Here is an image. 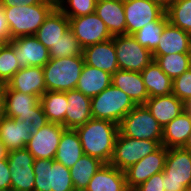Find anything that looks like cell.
<instances>
[{
	"mask_svg": "<svg viewBox=\"0 0 191 191\" xmlns=\"http://www.w3.org/2000/svg\"><path fill=\"white\" fill-rule=\"evenodd\" d=\"M78 133L84 154L110 163L119 126L109 120L90 119L75 129Z\"/></svg>",
	"mask_w": 191,
	"mask_h": 191,
	"instance_id": "1",
	"label": "cell"
},
{
	"mask_svg": "<svg viewBox=\"0 0 191 191\" xmlns=\"http://www.w3.org/2000/svg\"><path fill=\"white\" fill-rule=\"evenodd\" d=\"M56 7V0H44L34 5L2 7L9 24L10 40L35 35Z\"/></svg>",
	"mask_w": 191,
	"mask_h": 191,
	"instance_id": "2",
	"label": "cell"
},
{
	"mask_svg": "<svg viewBox=\"0 0 191 191\" xmlns=\"http://www.w3.org/2000/svg\"><path fill=\"white\" fill-rule=\"evenodd\" d=\"M84 64L83 55L50 59L42 67L46 91L66 92L75 89Z\"/></svg>",
	"mask_w": 191,
	"mask_h": 191,
	"instance_id": "3",
	"label": "cell"
},
{
	"mask_svg": "<svg viewBox=\"0 0 191 191\" xmlns=\"http://www.w3.org/2000/svg\"><path fill=\"white\" fill-rule=\"evenodd\" d=\"M135 106L132 99L113 84L91 98L92 118L109 120L117 125Z\"/></svg>",
	"mask_w": 191,
	"mask_h": 191,
	"instance_id": "4",
	"label": "cell"
},
{
	"mask_svg": "<svg viewBox=\"0 0 191 191\" xmlns=\"http://www.w3.org/2000/svg\"><path fill=\"white\" fill-rule=\"evenodd\" d=\"M4 93L6 117L32 123L37 130L49 123L39 97L12 90L7 85H4Z\"/></svg>",
	"mask_w": 191,
	"mask_h": 191,
	"instance_id": "5",
	"label": "cell"
},
{
	"mask_svg": "<svg viewBox=\"0 0 191 191\" xmlns=\"http://www.w3.org/2000/svg\"><path fill=\"white\" fill-rule=\"evenodd\" d=\"M119 133L135 139L162 141L163 128L145 105H136L119 123Z\"/></svg>",
	"mask_w": 191,
	"mask_h": 191,
	"instance_id": "6",
	"label": "cell"
},
{
	"mask_svg": "<svg viewBox=\"0 0 191 191\" xmlns=\"http://www.w3.org/2000/svg\"><path fill=\"white\" fill-rule=\"evenodd\" d=\"M34 191H75L70 168L56 160L35 159Z\"/></svg>",
	"mask_w": 191,
	"mask_h": 191,
	"instance_id": "7",
	"label": "cell"
},
{
	"mask_svg": "<svg viewBox=\"0 0 191 191\" xmlns=\"http://www.w3.org/2000/svg\"><path fill=\"white\" fill-rule=\"evenodd\" d=\"M164 191H187L191 188V153L167 148L163 171Z\"/></svg>",
	"mask_w": 191,
	"mask_h": 191,
	"instance_id": "8",
	"label": "cell"
},
{
	"mask_svg": "<svg viewBox=\"0 0 191 191\" xmlns=\"http://www.w3.org/2000/svg\"><path fill=\"white\" fill-rule=\"evenodd\" d=\"M162 145V141L139 140L118 133L110 164L125 171L139 160L153 153Z\"/></svg>",
	"mask_w": 191,
	"mask_h": 191,
	"instance_id": "9",
	"label": "cell"
},
{
	"mask_svg": "<svg viewBox=\"0 0 191 191\" xmlns=\"http://www.w3.org/2000/svg\"><path fill=\"white\" fill-rule=\"evenodd\" d=\"M119 69L133 72L143 71L152 61V52L141 46L133 35L113 36Z\"/></svg>",
	"mask_w": 191,
	"mask_h": 191,
	"instance_id": "10",
	"label": "cell"
},
{
	"mask_svg": "<svg viewBox=\"0 0 191 191\" xmlns=\"http://www.w3.org/2000/svg\"><path fill=\"white\" fill-rule=\"evenodd\" d=\"M7 159L11 173V188L15 191H34L33 155L26 148H22L9 151Z\"/></svg>",
	"mask_w": 191,
	"mask_h": 191,
	"instance_id": "11",
	"label": "cell"
},
{
	"mask_svg": "<svg viewBox=\"0 0 191 191\" xmlns=\"http://www.w3.org/2000/svg\"><path fill=\"white\" fill-rule=\"evenodd\" d=\"M69 29L82 48L112 39L105 23L96 13L69 18Z\"/></svg>",
	"mask_w": 191,
	"mask_h": 191,
	"instance_id": "12",
	"label": "cell"
},
{
	"mask_svg": "<svg viewBox=\"0 0 191 191\" xmlns=\"http://www.w3.org/2000/svg\"><path fill=\"white\" fill-rule=\"evenodd\" d=\"M65 130L66 128L61 124L49 122L37 130L35 135L30 136L26 149L35 159L54 160L62 133Z\"/></svg>",
	"mask_w": 191,
	"mask_h": 191,
	"instance_id": "13",
	"label": "cell"
},
{
	"mask_svg": "<svg viewBox=\"0 0 191 191\" xmlns=\"http://www.w3.org/2000/svg\"><path fill=\"white\" fill-rule=\"evenodd\" d=\"M166 155L167 148L161 145L156 151L126 169L124 172L128 190L132 191L154 174L164 171Z\"/></svg>",
	"mask_w": 191,
	"mask_h": 191,
	"instance_id": "14",
	"label": "cell"
},
{
	"mask_svg": "<svg viewBox=\"0 0 191 191\" xmlns=\"http://www.w3.org/2000/svg\"><path fill=\"white\" fill-rule=\"evenodd\" d=\"M164 12L150 0H124L126 35H133L146 24L156 21Z\"/></svg>",
	"mask_w": 191,
	"mask_h": 191,
	"instance_id": "15",
	"label": "cell"
},
{
	"mask_svg": "<svg viewBox=\"0 0 191 191\" xmlns=\"http://www.w3.org/2000/svg\"><path fill=\"white\" fill-rule=\"evenodd\" d=\"M8 43L13 47L21 68L44 67L50 60L49 50L34 35L11 39Z\"/></svg>",
	"mask_w": 191,
	"mask_h": 191,
	"instance_id": "16",
	"label": "cell"
},
{
	"mask_svg": "<svg viewBox=\"0 0 191 191\" xmlns=\"http://www.w3.org/2000/svg\"><path fill=\"white\" fill-rule=\"evenodd\" d=\"M37 128L32 123L4 117L0 121V141L8 151L26 148L30 136L35 135Z\"/></svg>",
	"mask_w": 191,
	"mask_h": 191,
	"instance_id": "17",
	"label": "cell"
},
{
	"mask_svg": "<svg viewBox=\"0 0 191 191\" xmlns=\"http://www.w3.org/2000/svg\"><path fill=\"white\" fill-rule=\"evenodd\" d=\"M84 63L113 75L119 70L112 39L83 48Z\"/></svg>",
	"mask_w": 191,
	"mask_h": 191,
	"instance_id": "18",
	"label": "cell"
},
{
	"mask_svg": "<svg viewBox=\"0 0 191 191\" xmlns=\"http://www.w3.org/2000/svg\"><path fill=\"white\" fill-rule=\"evenodd\" d=\"M176 53H191V34L168 22L162 31L158 46L152 52L153 59Z\"/></svg>",
	"mask_w": 191,
	"mask_h": 191,
	"instance_id": "19",
	"label": "cell"
},
{
	"mask_svg": "<svg viewBox=\"0 0 191 191\" xmlns=\"http://www.w3.org/2000/svg\"><path fill=\"white\" fill-rule=\"evenodd\" d=\"M10 89L41 97L46 92L42 67L21 68L6 84Z\"/></svg>",
	"mask_w": 191,
	"mask_h": 191,
	"instance_id": "20",
	"label": "cell"
},
{
	"mask_svg": "<svg viewBox=\"0 0 191 191\" xmlns=\"http://www.w3.org/2000/svg\"><path fill=\"white\" fill-rule=\"evenodd\" d=\"M95 13L105 23L112 37L126 35L124 0H97Z\"/></svg>",
	"mask_w": 191,
	"mask_h": 191,
	"instance_id": "21",
	"label": "cell"
},
{
	"mask_svg": "<svg viewBox=\"0 0 191 191\" xmlns=\"http://www.w3.org/2000/svg\"><path fill=\"white\" fill-rule=\"evenodd\" d=\"M68 102L65 114V128L76 129L92 119L91 98L77 89L66 91Z\"/></svg>",
	"mask_w": 191,
	"mask_h": 191,
	"instance_id": "22",
	"label": "cell"
},
{
	"mask_svg": "<svg viewBox=\"0 0 191 191\" xmlns=\"http://www.w3.org/2000/svg\"><path fill=\"white\" fill-rule=\"evenodd\" d=\"M144 105L162 128L185 111L184 102L178 99L173 93L149 97Z\"/></svg>",
	"mask_w": 191,
	"mask_h": 191,
	"instance_id": "23",
	"label": "cell"
},
{
	"mask_svg": "<svg viewBox=\"0 0 191 191\" xmlns=\"http://www.w3.org/2000/svg\"><path fill=\"white\" fill-rule=\"evenodd\" d=\"M69 30V18L56 7L34 35L48 50Z\"/></svg>",
	"mask_w": 191,
	"mask_h": 191,
	"instance_id": "24",
	"label": "cell"
},
{
	"mask_svg": "<svg viewBox=\"0 0 191 191\" xmlns=\"http://www.w3.org/2000/svg\"><path fill=\"white\" fill-rule=\"evenodd\" d=\"M85 191H129L125 172L105 163L91 178Z\"/></svg>",
	"mask_w": 191,
	"mask_h": 191,
	"instance_id": "25",
	"label": "cell"
},
{
	"mask_svg": "<svg viewBox=\"0 0 191 191\" xmlns=\"http://www.w3.org/2000/svg\"><path fill=\"white\" fill-rule=\"evenodd\" d=\"M112 84L127 94L136 105H144L149 98L140 72L119 69L112 75Z\"/></svg>",
	"mask_w": 191,
	"mask_h": 191,
	"instance_id": "26",
	"label": "cell"
},
{
	"mask_svg": "<svg viewBox=\"0 0 191 191\" xmlns=\"http://www.w3.org/2000/svg\"><path fill=\"white\" fill-rule=\"evenodd\" d=\"M112 84V75L90 65L84 64L76 88L92 98Z\"/></svg>",
	"mask_w": 191,
	"mask_h": 191,
	"instance_id": "27",
	"label": "cell"
},
{
	"mask_svg": "<svg viewBox=\"0 0 191 191\" xmlns=\"http://www.w3.org/2000/svg\"><path fill=\"white\" fill-rule=\"evenodd\" d=\"M190 133L191 116L183 111L163 128L162 145L166 148L183 147Z\"/></svg>",
	"mask_w": 191,
	"mask_h": 191,
	"instance_id": "28",
	"label": "cell"
},
{
	"mask_svg": "<svg viewBox=\"0 0 191 191\" xmlns=\"http://www.w3.org/2000/svg\"><path fill=\"white\" fill-rule=\"evenodd\" d=\"M140 73L149 97L163 96L172 93L173 80L161 70L155 61H152Z\"/></svg>",
	"mask_w": 191,
	"mask_h": 191,
	"instance_id": "29",
	"label": "cell"
},
{
	"mask_svg": "<svg viewBox=\"0 0 191 191\" xmlns=\"http://www.w3.org/2000/svg\"><path fill=\"white\" fill-rule=\"evenodd\" d=\"M83 154L78 133L74 129H66L62 133L54 160L71 168Z\"/></svg>",
	"mask_w": 191,
	"mask_h": 191,
	"instance_id": "30",
	"label": "cell"
},
{
	"mask_svg": "<svg viewBox=\"0 0 191 191\" xmlns=\"http://www.w3.org/2000/svg\"><path fill=\"white\" fill-rule=\"evenodd\" d=\"M105 163L96 157L83 154L70 168V175L75 191H85L94 174Z\"/></svg>",
	"mask_w": 191,
	"mask_h": 191,
	"instance_id": "31",
	"label": "cell"
},
{
	"mask_svg": "<svg viewBox=\"0 0 191 191\" xmlns=\"http://www.w3.org/2000/svg\"><path fill=\"white\" fill-rule=\"evenodd\" d=\"M40 103L49 122L65 127V114L68 106L66 92L46 91L40 97Z\"/></svg>",
	"mask_w": 191,
	"mask_h": 191,
	"instance_id": "32",
	"label": "cell"
},
{
	"mask_svg": "<svg viewBox=\"0 0 191 191\" xmlns=\"http://www.w3.org/2000/svg\"><path fill=\"white\" fill-rule=\"evenodd\" d=\"M169 22L166 11L156 20L146 24L133 34L136 41L149 51L153 52L159 44L162 31Z\"/></svg>",
	"mask_w": 191,
	"mask_h": 191,
	"instance_id": "33",
	"label": "cell"
},
{
	"mask_svg": "<svg viewBox=\"0 0 191 191\" xmlns=\"http://www.w3.org/2000/svg\"><path fill=\"white\" fill-rule=\"evenodd\" d=\"M172 80L191 68V53H176L158 56L154 60Z\"/></svg>",
	"mask_w": 191,
	"mask_h": 191,
	"instance_id": "34",
	"label": "cell"
},
{
	"mask_svg": "<svg viewBox=\"0 0 191 191\" xmlns=\"http://www.w3.org/2000/svg\"><path fill=\"white\" fill-rule=\"evenodd\" d=\"M166 15L172 25L191 34V0H175Z\"/></svg>",
	"mask_w": 191,
	"mask_h": 191,
	"instance_id": "35",
	"label": "cell"
},
{
	"mask_svg": "<svg viewBox=\"0 0 191 191\" xmlns=\"http://www.w3.org/2000/svg\"><path fill=\"white\" fill-rule=\"evenodd\" d=\"M83 48L80 46L78 40L73 32L69 29L62 38L49 49L50 59L81 56Z\"/></svg>",
	"mask_w": 191,
	"mask_h": 191,
	"instance_id": "36",
	"label": "cell"
},
{
	"mask_svg": "<svg viewBox=\"0 0 191 191\" xmlns=\"http://www.w3.org/2000/svg\"><path fill=\"white\" fill-rule=\"evenodd\" d=\"M20 69L13 47L4 43L0 49V84L6 85Z\"/></svg>",
	"mask_w": 191,
	"mask_h": 191,
	"instance_id": "37",
	"label": "cell"
},
{
	"mask_svg": "<svg viewBox=\"0 0 191 191\" xmlns=\"http://www.w3.org/2000/svg\"><path fill=\"white\" fill-rule=\"evenodd\" d=\"M56 1H57V7L68 18L80 17L95 13V8L97 4V0H56Z\"/></svg>",
	"mask_w": 191,
	"mask_h": 191,
	"instance_id": "38",
	"label": "cell"
},
{
	"mask_svg": "<svg viewBox=\"0 0 191 191\" xmlns=\"http://www.w3.org/2000/svg\"><path fill=\"white\" fill-rule=\"evenodd\" d=\"M172 93L184 103L191 100V68L173 80Z\"/></svg>",
	"mask_w": 191,
	"mask_h": 191,
	"instance_id": "39",
	"label": "cell"
},
{
	"mask_svg": "<svg viewBox=\"0 0 191 191\" xmlns=\"http://www.w3.org/2000/svg\"><path fill=\"white\" fill-rule=\"evenodd\" d=\"M132 191H164L163 171L154 174Z\"/></svg>",
	"mask_w": 191,
	"mask_h": 191,
	"instance_id": "40",
	"label": "cell"
},
{
	"mask_svg": "<svg viewBox=\"0 0 191 191\" xmlns=\"http://www.w3.org/2000/svg\"><path fill=\"white\" fill-rule=\"evenodd\" d=\"M8 159L0 160V188L11 187V177Z\"/></svg>",
	"mask_w": 191,
	"mask_h": 191,
	"instance_id": "41",
	"label": "cell"
},
{
	"mask_svg": "<svg viewBox=\"0 0 191 191\" xmlns=\"http://www.w3.org/2000/svg\"><path fill=\"white\" fill-rule=\"evenodd\" d=\"M0 41L3 43H8L10 41L9 24L2 6H0Z\"/></svg>",
	"mask_w": 191,
	"mask_h": 191,
	"instance_id": "42",
	"label": "cell"
},
{
	"mask_svg": "<svg viewBox=\"0 0 191 191\" xmlns=\"http://www.w3.org/2000/svg\"><path fill=\"white\" fill-rule=\"evenodd\" d=\"M44 0H0V6L10 7L19 5H34L43 2Z\"/></svg>",
	"mask_w": 191,
	"mask_h": 191,
	"instance_id": "43",
	"label": "cell"
},
{
	"mask_svg": "<svg viewBox=\"0 0 191 191\" xmlns=\"http://www.w3.org/2000/svg\"><path fill=\"white\" fill-rule=\"evenodd\" d=\"M4 85L0 86V121L6 116Z\"/></svg>",
	"mask_w": 191,
	"mask_h": 191,
	"instance_id": "44",
	"label": "cell"
},
{
	"mask_svg": "<svg viewBox=\"0 0 191 191\" xmlns=\"http://www.w3.org/2000/svg\"><path fill=\"white\" fill-rule=\"evenodd\" d=\"M150 1L158 4L162 9L166 11L175 0H150Z\"/></svg>",
	"mask_w": 191,
	"mask_h": 191,
	"instance_id": "45",
	"label": "cell"
},
{
	"mask_svg": "<svg viewBox=\"0 0 191 191\" xmlns=\"http://www.w3.org/2000/svg\"><path fill=\"white\" fill-rule=\"evenodd\" d=\"M8 149L5 147V145L0 141V160L5 159L8 157Z\"/></svg>",
	"mask_w": 191,
	"mask_h": 191,
	"instance_id": "46",
	"label": "cell"
},
{
	"mask_svg": "<svg viewBox=\"0 0 191 191\" xmlns=\"http://www.w3.org/2000/svg\"><path fill=\"white\" fill-rule=\"evenodd\" d=\"M185 151L190 152L191 153V133L186 141V143L183 145L182 147Z\"/></svg>",
	"mask_w": 191,
	"mask_h": 191,
	"instance_id": "47",
	"label": "cell"
},
{
	"mask_svg": "<svg viewBox=\"0 0 191 191\" xmlns=\"http://www.w3.org/2000/svg\"><path fill=\"white\" fill-rule=\"evenodd\" d=\"M184 110L191 116V100L184 103Z\"/></svg>",
	"mask_w": 191,
	"mask_h": 191,
	"instance_id": "48",
	"label": "cell"
},
{
	"mask_svg": "<svg viewBox=\"0 0 191 191\" xmlns=\"http://www.w3.org/2000/svg\"><path fill=\"white\" fill-rule=\"evenodd\" d=\"M0 191H15L11 187H6V188H0Z\"/></svg>",
	"mask_w": 191,
	"mask_h": 191,
	"instance_id": "49",
	"label": "cell"
},
{
	"mask_svg": "<svg viewBox=\"0 0 191 191\" xmlns=\"http://www.w3.org/2000/svg\"><path fill=\"white\" fill-rule=\"evenodd\" d=\"M3 44H4V43L0 41V49H1V47H2Z\"/></svg>",
	"mask_w": 191,
	"mask_h": 191,
	"instance_id": "50",
	"label": "cell"
}]
</instances>
